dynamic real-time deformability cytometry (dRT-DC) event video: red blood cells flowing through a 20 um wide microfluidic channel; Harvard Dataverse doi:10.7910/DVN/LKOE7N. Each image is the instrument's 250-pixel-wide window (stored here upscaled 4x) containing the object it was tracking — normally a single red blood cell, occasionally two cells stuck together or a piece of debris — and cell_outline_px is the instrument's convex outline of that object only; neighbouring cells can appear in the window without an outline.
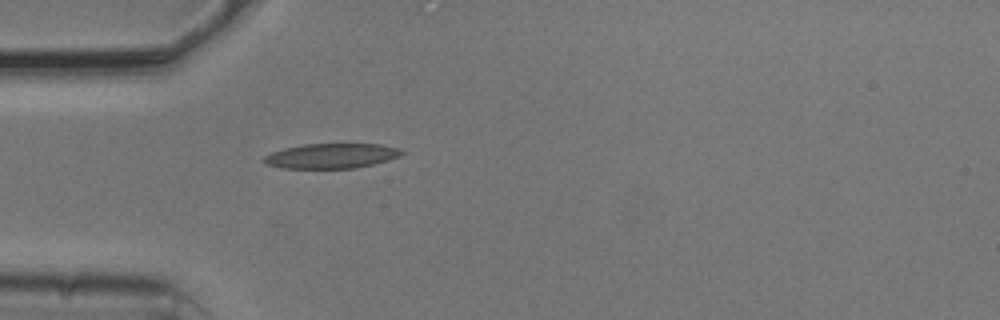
{"species": "common noctule bat (a hibernating species)", "species_latin": "Nyctalus noctula", "temperature_condition": "cold", "stored_images_in_passage": 39, "camera_frame_rate_fps": 3000, "um_per_image_px": 0.085, "animal": {"sex": "male", "body_mass_g": 20.5, "forearm_length_mm": 52.5}, "frame": {"image": 1, "passage_image": 1, "time_ms": 0.0, "image_size_px": [1000, 320], "cell_outline_px": [[404, 152], [388, 160], [356, 168], [284, 168], [264, 164], [260, 160], [264, 156], [272, 152], [284, 148], [304, 144], [380, 144], [400, 148]], "centroid_in_image_um": [28.11, 13.25], "position_along_channel_um": 56.9, "area_um2": 19.94}}
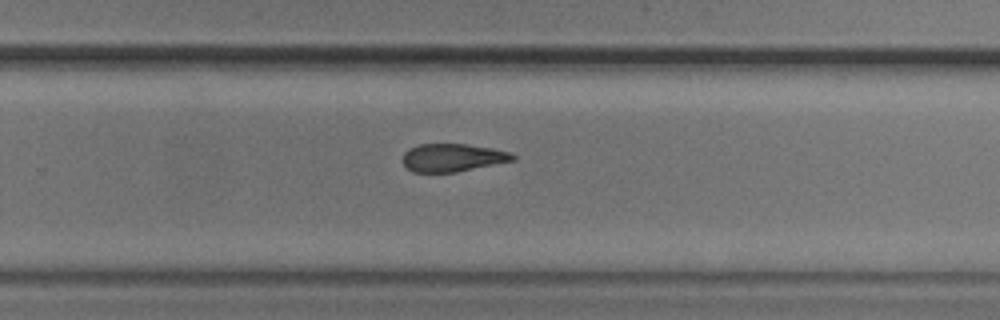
{"frame": {"image": 2, "passage_image": 20, "time_ms": 6.333, "image_size_px": [1000, 320], "cell_outline_px": [[516, 160], [456, 172], [412, 172], [400, 160], [404, 152], [408, 148], [420, 144], [464, 144], [492, 148], [512, 152], [516, 156]], "centroid_in_image_um": [38.46, 13.4], "position_along_channel_um": 291.3, "area_um2": 18.09}}
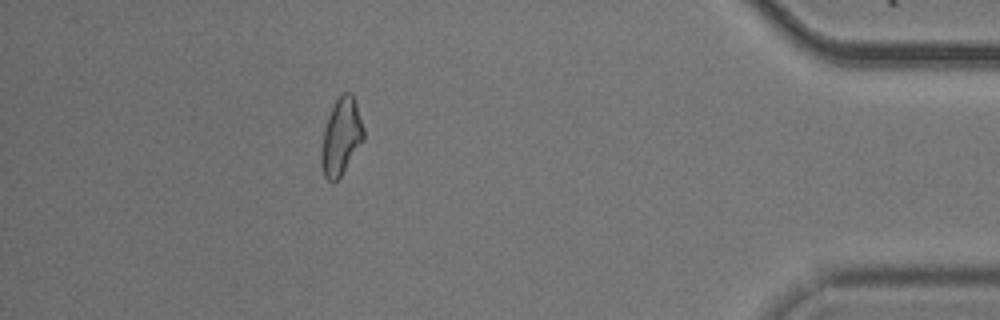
{"frame": {"image": 3, "passage_image": 33, "time_ms": 10.667, "image_size_px": [1000, 320], "cell_outline_px": [[364, 140], [340, 176], [332, 184], [324, 176], [320, 164], [320, 152], [324, 128], [328, 116], [336, 100], [344, 92], [352, 92], [364, 128]], "centroid_in_image_um": [28.98, 11.64], "position_along_channel_um": 406.2, "area_um2": 18.9}, "authors_computed_cell_mechanics": {"area_um2": 19.5364, "velocity_mm_per_s": 3.7643, "shape_relaxation_time_tau1_ms": 4.4505, "shape_relaxation_time_tau2_ms": 3.7815, "deformation_change_tau1": 0.1012, "deformation_change_tau2": 0.1138}}